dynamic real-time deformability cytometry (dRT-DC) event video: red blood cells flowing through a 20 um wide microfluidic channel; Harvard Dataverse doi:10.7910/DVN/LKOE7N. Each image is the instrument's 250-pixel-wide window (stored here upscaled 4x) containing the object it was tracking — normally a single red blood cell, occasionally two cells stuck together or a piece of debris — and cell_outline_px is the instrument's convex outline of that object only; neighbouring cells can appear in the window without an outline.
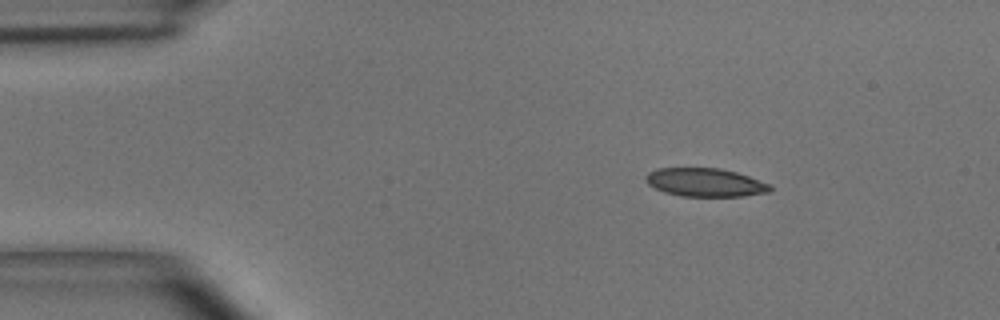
{"species": "common noctule bat (a hibernating species)", "species_latin": "Nyctalus noctula", "temperature_condition": "room temperature", "stored_images_in_passage": 2, "camera_frame_rate_fps": 3000, "um_per_image_px": 0.085, "animal": {"sex": "male", "body_mass_g": 15.6}, "frame": {"image": 1, "passage_image": 1, "time_ms": 0.0, "image_size_px": [1000, 320], "cell_outline_px": [[772, 192], [744, 196], [680, 196], [664, 192], [648, 184], [644, 180], [644, 176], [648, 172], [656, 168], [720, 168], [736, 172], [748, 176], [768, 184], [772, 188]], "centroid_in_image_um": [59.91, 15.5], "position_along_channel_um": 25.1, "area_um2": 20.63}}